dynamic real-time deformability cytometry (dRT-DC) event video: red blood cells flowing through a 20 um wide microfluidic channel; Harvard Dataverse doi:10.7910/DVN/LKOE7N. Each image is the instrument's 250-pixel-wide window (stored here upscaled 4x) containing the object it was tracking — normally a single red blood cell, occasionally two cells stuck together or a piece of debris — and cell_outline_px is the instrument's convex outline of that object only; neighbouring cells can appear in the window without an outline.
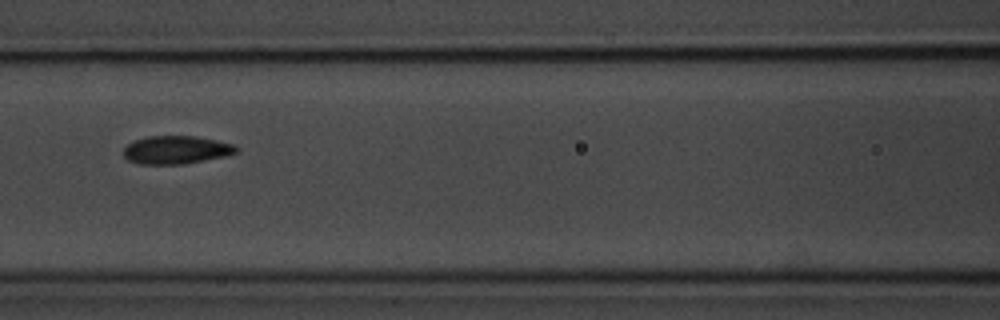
{"species": "common noctule bat (a hibernating species)", "species_latin": "Nyctalus noctula", "temperature_condition": "room temperature", "stored_images_in_passage": 8, "segment_of_instrument_passage": [1, 2], "camera_frame_rate_fps": 3000, "um_per_image_px": 0.085, "animal": {"sex": "male", "body_mass_g": 20.1, "forearm_length_mm": 53.5}, "frame": {"image": 1, "passage_image": 7, "time_ms": 2.0, "image_size_px": [1000, 320], "cell_outline_px": [[240, 152], [228, 156], [184, 164], [140, 164], [128, 160], [124, 156], [124, 148], [128, 144], [136, 140], [148, 136], [196, 136], [216, 140], [232, 144], [240, 148]], "centroid_in_image_um": [15.04, 12.74], "position_along_channel_um": 151.6, "area_um2": 18.61}}